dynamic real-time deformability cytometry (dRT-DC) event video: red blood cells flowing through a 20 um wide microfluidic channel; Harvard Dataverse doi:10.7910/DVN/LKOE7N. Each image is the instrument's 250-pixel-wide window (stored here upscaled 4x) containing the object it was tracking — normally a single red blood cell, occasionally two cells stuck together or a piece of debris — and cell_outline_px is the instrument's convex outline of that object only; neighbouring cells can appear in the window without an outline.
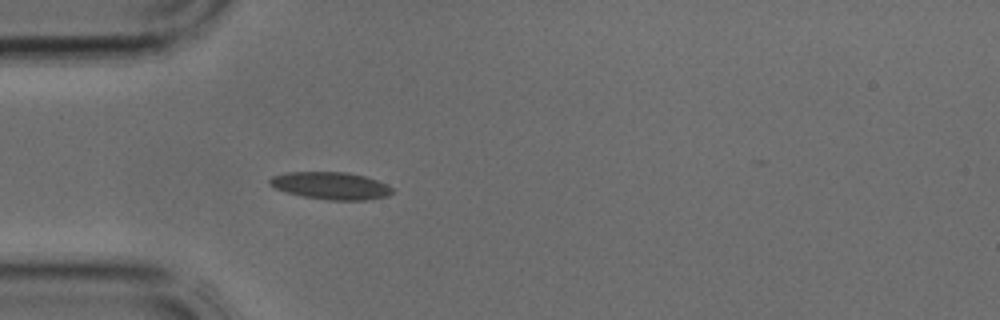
{"species": "common noctule bat (a hibernating species)", "species_latin": "Nyctalus noctula", "temperature_condition": "cold", "stored_images_in_passage": 29, "camera_frame_rate_fps": 3000, "um_per_image_px": 0.085, "animal": {"sex": "male", "body_mass_g": 17.9, "forearm_length_mm": 54.2}, "frame": {"image": 1, "passage_image": 1, "time_ms": 0.0, "image_size_px": [1000, 320], "cell_outline_px": [[392, 192], [388, 196], [364, 200], [328, 200], [304, 196], [288, 192], [276, 188], [268, 184], [268, 180], [272, 176], [288, 172], [348, 172], [364, 176], [388, 184], [392, 188]], "centroid_in_image_um": [28.12, 15.78], "position_along_channel_um": 56.9, "area_um2": 19.42}}
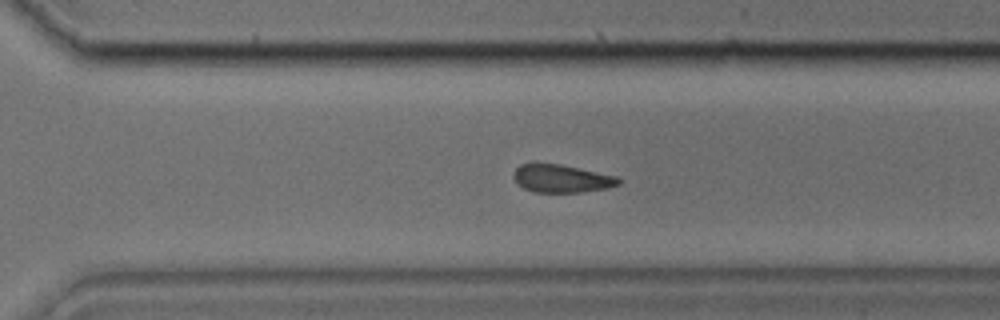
{"frame": {"image": 2, "passage_image": 17, "time_ms": 5.333, "image_size_px": [1000, 320], "cell_outline_px": [[620, 184], [608, 188], [580, 192], [536, 192], [524, 188], [512, 176], [516, 168], [520, 164], [560, 164], [620, 176]], "centroid_in_image_um": [47.8, 15.17], "position_along_channel_um": 322.8, "area_um2": 16.99}}
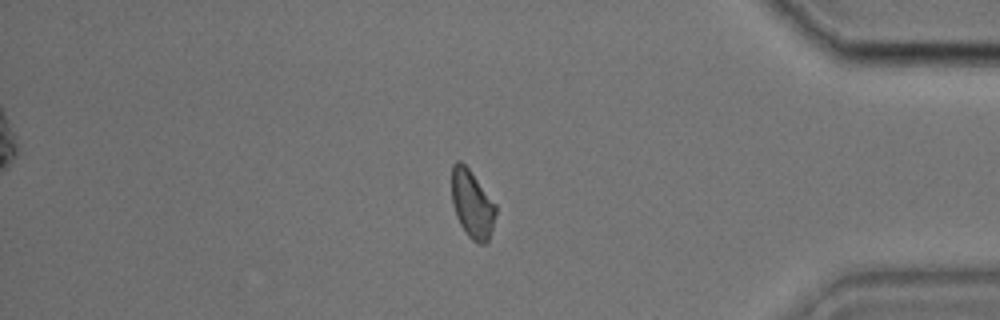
{"frame": {"image": 3, "passage_image": 23, "time_ms": 7.333, "image_size_px": [1000, 320], "cell_outline_px": [[496, 212], [488, 244], [476, 244], [468, 236], [460, 224], [456, 216], [452, 204], [452, 164], [456, 160], [460, 160], [468, 168], [496, 204]], "centroid_in_image_um": [40.13, 17.37], "position_along_channel_um": 395.1, "area_um2": 17.51}}